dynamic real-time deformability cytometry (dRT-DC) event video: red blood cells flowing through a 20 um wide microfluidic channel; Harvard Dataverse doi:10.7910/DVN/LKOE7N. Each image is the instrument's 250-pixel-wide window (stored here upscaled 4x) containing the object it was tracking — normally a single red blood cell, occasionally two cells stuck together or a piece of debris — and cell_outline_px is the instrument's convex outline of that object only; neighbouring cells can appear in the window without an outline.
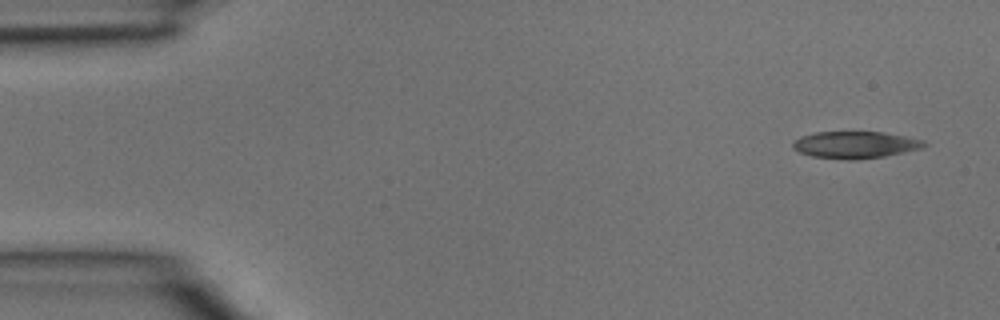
{"species": "common noctule bat (a hibernating species)", "species_latin": "Nyctalus noctula", "temperature_condition": "room temperature", "stored_images_in_passage": 2, "camera_frame_rate_fps": 3000, "um_per_image_px": 0.085, "animal": {"sex": "male", "body_mass_g": 15.6}, "frame": {"image": 1, "passage_image": 2, "time_ms": 0.333, "image_size_px": [1000, 320], "cell_outline_px": [[928, 144], [920, 148], [904, 152], [884, 156], [848, 160], [812, 156], [800, 152], [792, 148], [792, 144], [800, 136], [816, 132], [884, 132], [924, 140]], "centroid_in_image_um": [72.68, 12.3], "position_along_channel_um": 12.3, "area_um2": 20.4}}